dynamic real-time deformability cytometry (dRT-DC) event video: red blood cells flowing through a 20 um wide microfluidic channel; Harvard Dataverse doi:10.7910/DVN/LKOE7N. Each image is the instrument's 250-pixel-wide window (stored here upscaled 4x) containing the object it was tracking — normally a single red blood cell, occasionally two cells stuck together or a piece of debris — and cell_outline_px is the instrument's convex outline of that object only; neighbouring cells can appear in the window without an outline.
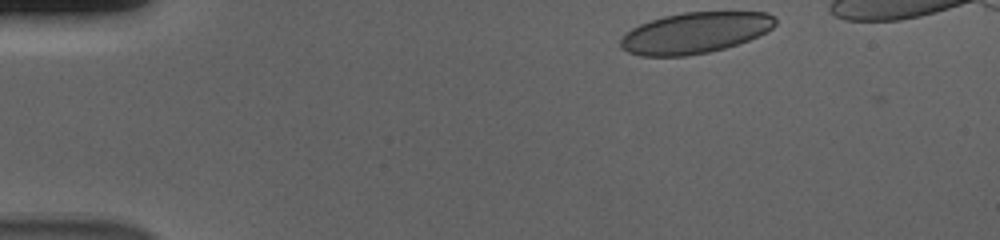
{"species": "human", "species_latin": "Homo sapiens", "temperature_condition": "cold", "stored_images_in_passage": 44, "camera_frame_rate_fps": 3000, "um_per_image_px": 0.085, "donor": {"sex": "male"}, "frame": {"image": 1, "passage_image": 1, "time_ms": 0.0, "image_size_px": [1000, 240], "cell_outline_px": [[776, 24], [772, 28], [748, 40], [724, 48], [708, 52], [684, 56], [640, 56], [628, 52], [620, 48], [620, 40], [632, 28], [640, 24], [664, 16], [684, 12], [768, 12], [776, 20]], "centroid_in_image_um": [59.05, 2.79], "position_along_channel_um": 25.9, "area_um2": 36.65}}
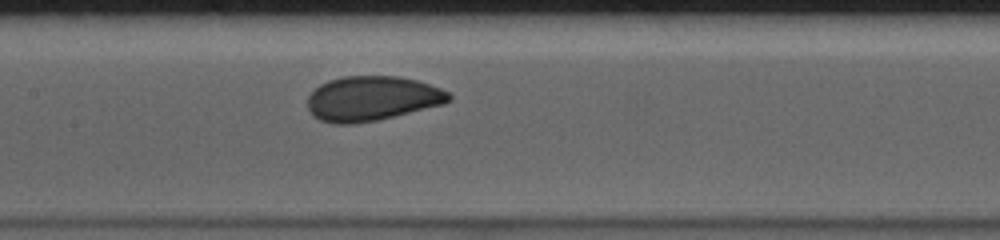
{"frame": {"image": 2, "passage_image": 20, "time_ms": 6.333, "image_size_px": [1000, 240], "cell_outline_px": [[452, 100], [444, 104], [376, 120], [352, 124], [332, 124], [320, 120], [308, 108], [308, 96], [320, 84], [328, 80], [344, 76], [396, 76], [416, 80], [440, 88], [448, 92], [452, 96]], "centroid_in_image_um": [31.62, 8.37], "position_along_channel_um": 175.8, "area_um2": 36.59}}
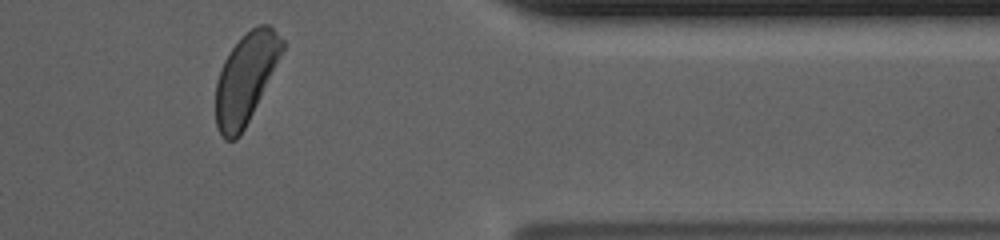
{"frame": {"image": 3, "passage_image": 39, "time_ms": 12.667, "image_size_px": [1000, 240], "cell_outline_px": [[284, 48], [240, 136], [236, 140], [224, 140], [220, 136], [216, 128], [216, 80], [224, 60], [232, 48], [252, 28], [260, 24], [268, 24], [284, 40]], "centroid_in_image_um": [20.84, 6.69], "position_along_channel_um": 390.6, "area_um2": 33.93}}